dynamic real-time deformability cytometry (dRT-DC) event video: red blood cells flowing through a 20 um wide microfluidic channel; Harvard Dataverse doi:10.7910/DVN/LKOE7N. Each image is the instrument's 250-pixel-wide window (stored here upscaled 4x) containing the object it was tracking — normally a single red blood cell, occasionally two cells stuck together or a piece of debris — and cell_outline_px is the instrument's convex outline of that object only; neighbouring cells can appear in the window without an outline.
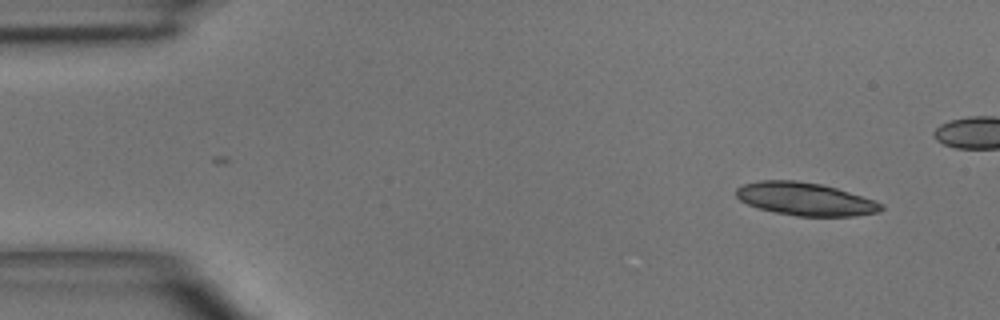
{"species": "common noctule bat (a hibernating species)", "species_latin": "Nyctalus noctula", "temperature_condition": "room temperature", "stored_images_in_passage": 6, "camera_frame_rate_fps": 3000, "um_per_image_px": 0.085, "animal": {"sex": "male", "body_mass_g": 15.6}, "frame": {"image": 1, "passage_image": 1, "time_ms": 0.0, "image_size_px": [1000, 320], "cell_outline_px": [[884, 208], [880, 212], [856, 216], [796, 216], [776, 212], [760, 208], [748, 204], [740, 200], [736, 196], [736, 188], [744, 184], [760, 180], [796, 180], [820, 184], [836, 188], [884, 204]], "centroid_in_image_um": [68.45, 16.92], "position_along_channel_um": 16.6, "area_um2": 27.63}}